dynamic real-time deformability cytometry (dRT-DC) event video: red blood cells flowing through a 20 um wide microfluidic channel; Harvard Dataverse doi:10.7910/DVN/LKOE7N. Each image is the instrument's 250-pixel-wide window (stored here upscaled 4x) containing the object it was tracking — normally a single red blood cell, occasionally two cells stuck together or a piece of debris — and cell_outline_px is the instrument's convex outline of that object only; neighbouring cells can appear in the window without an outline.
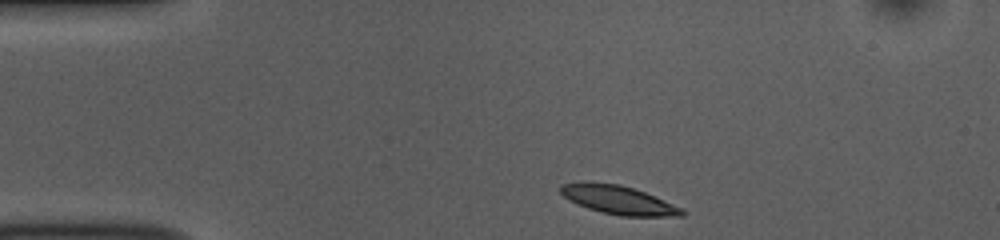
{"species": "common noctule bat (a hibernating species)", "species_latin": "Nyctalus noctula", "temperature_condition": "room temperature", "stored_images_in_passage": 44, "camera_frame_rate_fps": 3000, "um_per_image_px": 0.085, "animal": {"sex": "female", "body_mass_g": 10.0, "forearm_length_mm": 53.1}, "frame": {"image": 1, "passage_image": 1, "time_ms": 0.0, "image_size_px": [1000, 240], "cell_outline_px": [[684, 216], [620, 216], [600, 212], [588, 208], [568, 200], [560, 192], [560, 184], [584, 180], [620, 184], [644, 192], [684, 208]], "centroid_in_image_um": [52.52, 16.97], "position_along_channel_um": 32.5, "area_um2": 20.52}}
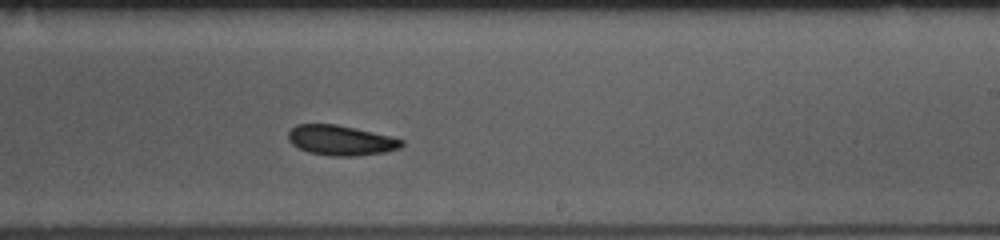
{"frame": {"image": 2, "passage_image": 23, "time_ms": 7.333, "image_size_px": [1000, 240], "cell_outline_px": [[404, 144], [400, 148], [384, 152], [356, 156], [332, 156], [308, 152], [292, 144], [288, 140], [288, 132], [296, 124], [336, 124], [392, 136], [404, 140]], "centroid_in_image_um": [28.98, 11.92], "position_along_channel_um": 260.0, "area_um2": 19.88}}
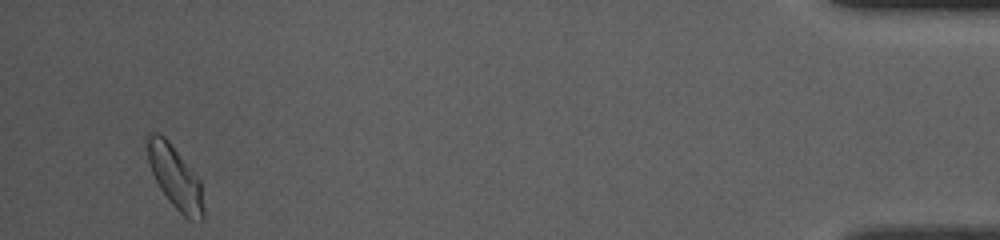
{"frame": {"image": 3, "passage_image": 42, "time_ms": 13.667, "image_size_px": [1000, 240], "cell_outline_px": [[204, 220], [188, 220], [168, 200], [160, 188], [148, 164], [144, 144], [144, 136], [148, 132], [156, 132], [164, 136], [168, 140], [200, 180], [204, 208]], "centroid_in_image_um": [14.84, 15.01], "position_along_channel_um": 420.4, "area_um2": 20.87}, "authors_computed_cell_mechanics": {"area_um2": 20.1722, "velocity_mm_per_s": 3.7216, "shape_relaxation_time_tau1_ms": 3.7464, "shape_relaxation_time_tau2_ms": 3.6446, "deformation_change_tau1": 0.0943, "deformation_change_tau2": 0.0815}}